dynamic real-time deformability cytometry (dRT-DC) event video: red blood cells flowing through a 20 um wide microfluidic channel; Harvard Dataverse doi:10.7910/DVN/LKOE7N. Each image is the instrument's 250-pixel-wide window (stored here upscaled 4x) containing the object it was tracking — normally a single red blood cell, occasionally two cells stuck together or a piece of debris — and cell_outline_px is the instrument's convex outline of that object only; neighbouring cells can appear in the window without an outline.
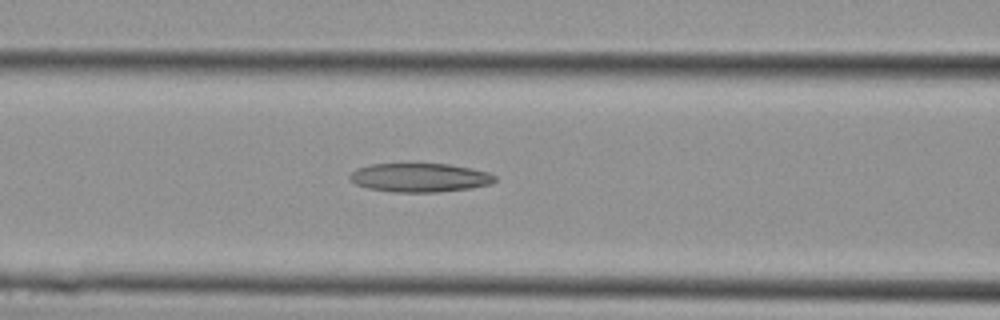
{"species": "Egyptian fruit bat (a non-hibernating species)", "species_latin": "Rousettus aegyptiacus", "temperature_condition": "cold", "stored_images_in_passage": 11, "camera_frame_rate_fps": 3000, "um_per_image_px": 0.085, "animal": {"sex": "female"}, "frame": {"image": 1, "passage_image": 7, "time_ms": 2.0, "image_size_px": [1000, 320], "cell_outline_px": [[496, 180], [492, 184], [468, 188], [436, 192], [392, 192], [368, 188], [356, 184], [348, 176], [356, 168], [372, 164], [448, 164], [472, 168], [488, 172], [496, 176]], "centroid_in_image_um": [35.69, 15.09], "position_along_channel_um": 130.9, "area_um2": 24.28}}
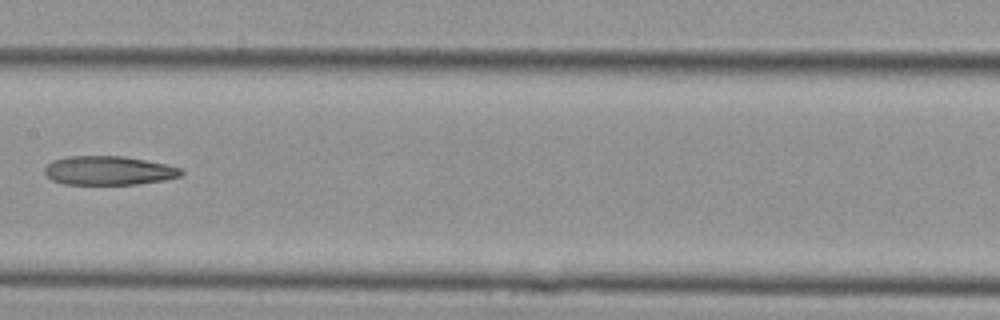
{"frame": {"image": 2, "passage_image": 10, "time_ms": 3.0, "image_size_px": [1000, 320], "cell_outline_px": [[184, 172], [180, 176], [164, 180], [136, 184], [64, 184], [52, 180], [44, 172], [44, 168], [52, 160], [68, 156], [124, 156], [164, 164], [180, 168]], "centroid_in_image_um": [9.21, 14.49], "position_along_channel_um": 198.2, "area_um2": 22.89}}